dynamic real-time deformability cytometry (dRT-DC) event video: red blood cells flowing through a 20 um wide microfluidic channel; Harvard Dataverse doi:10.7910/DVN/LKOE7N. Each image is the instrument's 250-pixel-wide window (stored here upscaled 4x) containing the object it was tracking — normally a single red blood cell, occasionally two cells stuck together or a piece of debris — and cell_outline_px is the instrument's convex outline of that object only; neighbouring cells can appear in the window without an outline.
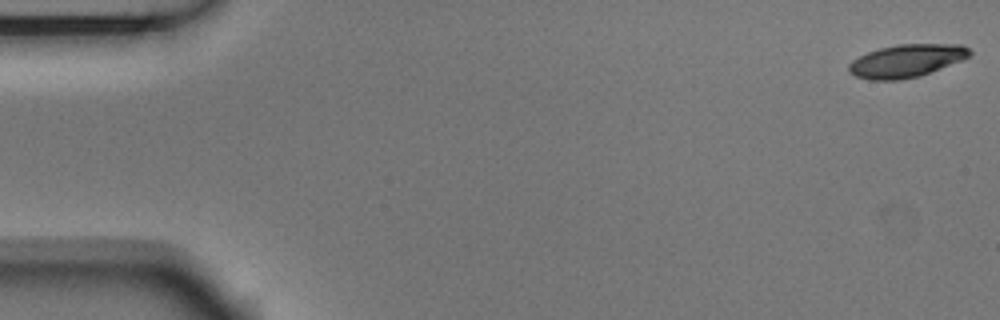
{"species": "Egyptian fruit bat (a non-hibernating species)", "species_latin": "Rousettus aegyptiacus", "temperature_condition": "room temperature", "stored_images_in_passage": 7, "camera_frame_rate_fps": 3000, "um_per_image_px": 0.085, "animal": {"sex": "male"}, "frame": {"image": 1, "passage_image": 1, "time_ms": 0.0, "image_size_px": [1000, 320], "cell_outline_px": [[972, 56], [964, 60], [920, 76], [900, 80], [868, 80], [856, 76], [848, 72], [848, 64], [852, 60], [868, 52], [880, 48], [896, 44], [964, 44], [972, 52]], "centroid_in_image_um": [77.08, 5.17], "position_along_channel_um": 7.9, "area_um2": 23.47}}
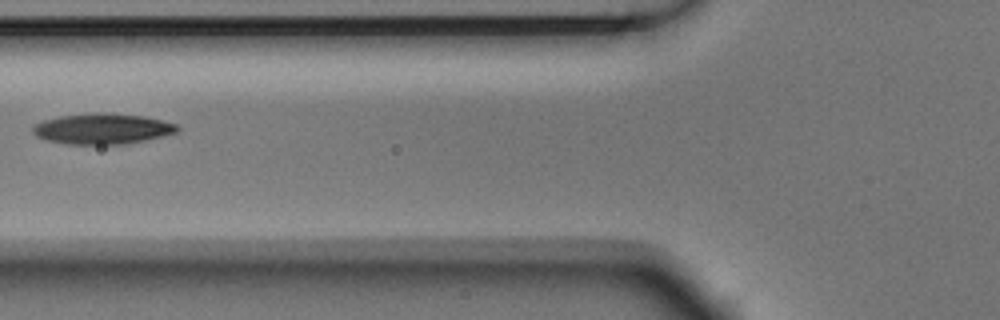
{"frame": {"image": 2, "passage_image": 6, "time_ms": 1.667, "image_size_px": [1000, 320], "cell_outline_px": [[180, 128], [176, 132], [164, 136], [128, 144], [68, 144], [48, 140], [36, 136], [32, 132], [32, 128], [36, 124], [44, 120], [60, 116], [92, 112], [104, 112], [144, 116], [180, 124]], "centroid_in_image_um": [8.75, 10.94], "position_along_channel_um": 117.0, "area_um2": 26.01}}
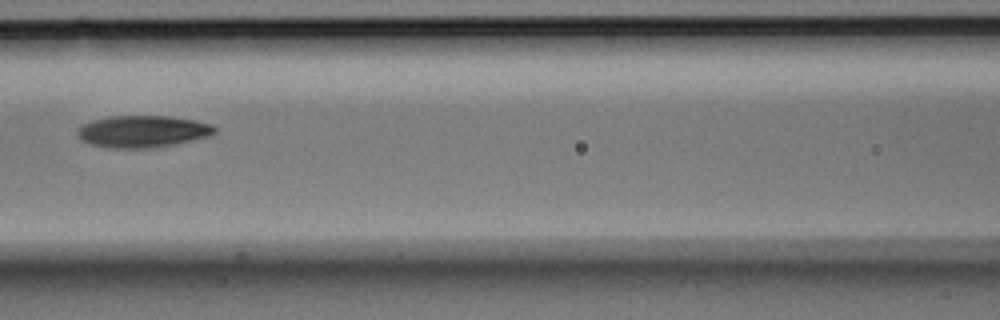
{"frame": {"image": 3, "passage_image": 7, "time_ms": 2.0, "image_size_px": [1000, 320], "cell_outline_px": [[216, 132], [212, 136], [176, 144], [156, 148], [108, 148], [92, 144], [80, 140], [76, 132], [76, 128], [92, 120], [112, 116], [168, 116], [196, 120], [212, 124], [216, 128]], "centroid_in_image_um": [12.15, 11.18], "position_along_channel_um": 154.4, "area_um2": 25.89}}